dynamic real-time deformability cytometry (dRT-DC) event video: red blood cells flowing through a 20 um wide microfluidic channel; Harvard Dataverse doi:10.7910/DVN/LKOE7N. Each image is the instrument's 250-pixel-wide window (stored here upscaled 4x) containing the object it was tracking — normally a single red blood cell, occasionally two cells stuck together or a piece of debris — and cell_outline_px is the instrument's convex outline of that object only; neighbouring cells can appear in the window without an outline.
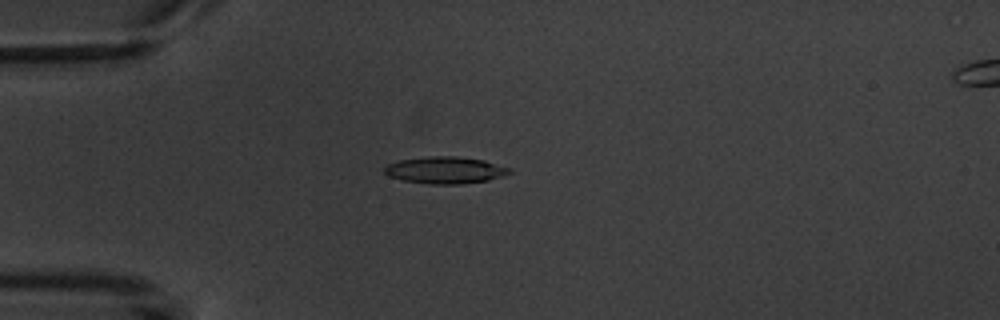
{"species": "common noctule bat (a hibernating species)", "species_latin": "Nyctalus noctula", "temperature_condition": "warm", "stored_images_in_passage": 4, "camera_frame_rate_fps": 3000, "um_per_image_px": 0.085, "animal": {"sex": "male", "body_mass_g": 20.1, "forearm_length_mm": 53.5}, "frame": {"image": 1, "passage_image": 4, "time_ms": 4.333, "image_size_px": [1000, 320], "cell_outline_px": [[512, 172], [504, 176], [488, 180], [460, 184], [432, 184], [400, 180], [388, 176], [384, 172], [384, 168], [388, 164], [400, 160], [428, 156], [456, 156], [484, 160], [512, 168]], "centroid_in_image_um": [37.86, 14.46], "position_along_channel_um": 47.1, "area_um2": 19.71}}